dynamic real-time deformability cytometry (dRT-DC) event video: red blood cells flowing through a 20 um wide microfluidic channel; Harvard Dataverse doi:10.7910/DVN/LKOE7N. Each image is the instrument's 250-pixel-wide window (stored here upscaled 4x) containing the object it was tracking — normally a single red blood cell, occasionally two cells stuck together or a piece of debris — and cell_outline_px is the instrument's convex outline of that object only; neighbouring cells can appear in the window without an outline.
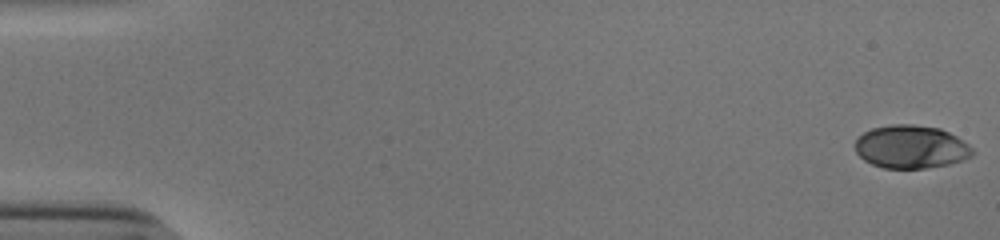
{"species": "human", "species_latin": "Homo sapiens", "temperature_condition": "cold", "stored_images_in_passage": 54, "camera_frame_rate_fps": 3000, "um_per_image_px": 0.085, "donor": {"sex": "male"}, "frame": {"image": 1, "passage_image": 1, "time_ms": 0.0, "image_size_px": [1000, 240], "cell_outline_px": [[976, 152], [972, 156], [964, 160], [948, 164], [924, 168], [884, 168], [872, 164], [864, 160], [856, 152], [856, 140], [864, 132], [872, 128], [892, 124], [912, 124], [940, 128], [956, 136], [968, 144]], "centroid_in_image_um": [77.46, 12.48], "position_along_channel_um": 7.5, "area_um2": 29.48}}
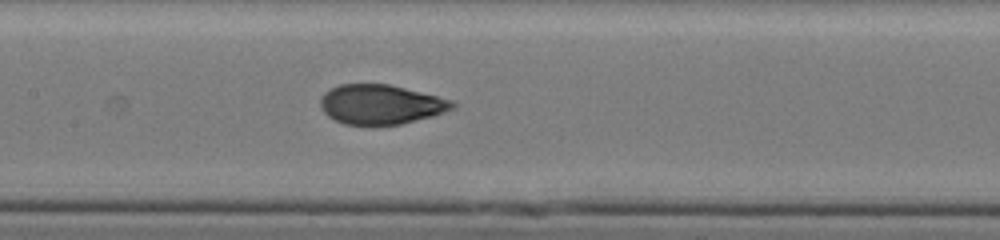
{"frame": {"image": 2, "passage_image": 27, "time_ms": 8.667, "image_size_px": [1000, 240], "cell_outline_px": [[456, 108], [432, 116], [400, 124], [372, 128], [344, 124], [328, 116], [320, 108], [320, 96], [324, 92], [340, 84], [388, 84], [452, 100], [456, 104]], "centroid_in_image_um": [32.32, 8.91], "position_along_channel_um": 175.1, "area_um2": 30.98}}
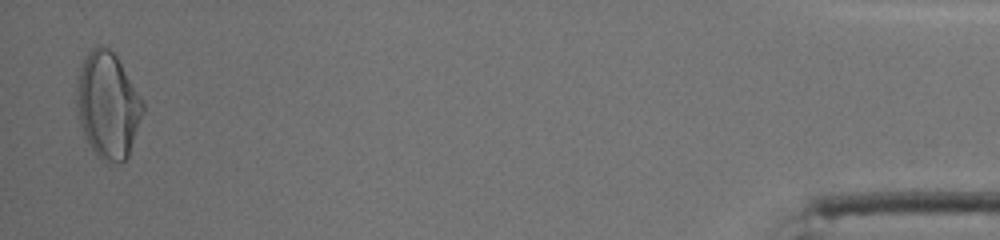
{"frame": {"image": 3, "passage_image": 53, "time_ms": 17.333, "image_size_px": [1000, 240], "cell_outline_px": [[144, 108], [128, 156], [120, 164], [96, 156], [84, 136], [76, 112], [76, 76], [80, 64], [84, 56], [96, 44], [100, 44], [108, 48], [116, 56], [144, 100]], "centroid_in_image_um": [9.12, 8.89], "position_along_channel_um": 426.1, "area_um2": 41.27}, "authors_computed_cell_mechanics": {"area_um2": 30.8941, "velocity_mm_per_s": 3.8503, "shape_relaxation_time_tau1_ms": 5.0233, "shape_relaxation_time_tau2_ms": 0.7361, "deformation_change_tau1": 0.1871, "deformation_change_tau2": 0.0455}}